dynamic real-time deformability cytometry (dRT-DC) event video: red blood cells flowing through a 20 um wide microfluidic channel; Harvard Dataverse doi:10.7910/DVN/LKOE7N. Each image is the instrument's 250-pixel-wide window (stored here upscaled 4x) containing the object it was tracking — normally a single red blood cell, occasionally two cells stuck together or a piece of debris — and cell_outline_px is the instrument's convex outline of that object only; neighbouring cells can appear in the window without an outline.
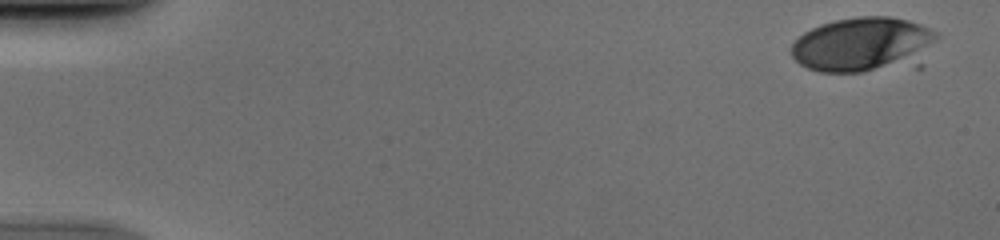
{"species": "human", "species_latin": "Homo sapiens", "temperature_condition": "cold", "stored_images_in_passage": 53, "camera_frame_rate_fps": 3000, "um_per_image_px": 0.085, "donor": {"sex": "male"}, "frame": {"image": 1, "passage_image": 3, "time_ms": 0.667, "image_size_px": [1000, 240], "cell_outline_px": [[940, 36], [924, 68], [864, 72], [820, 72], [808, 68], [800, 64], [792, 56], [792, 44], [804, 32], [820, 24], [836, 20], [860, 16], [888, 16], [908, 20], [920, 24], [936, 32]], "centroid_in_image_um": [73.56, 3.85], "position_along_channel_um": 11.4, "area_um2": 48.44}}
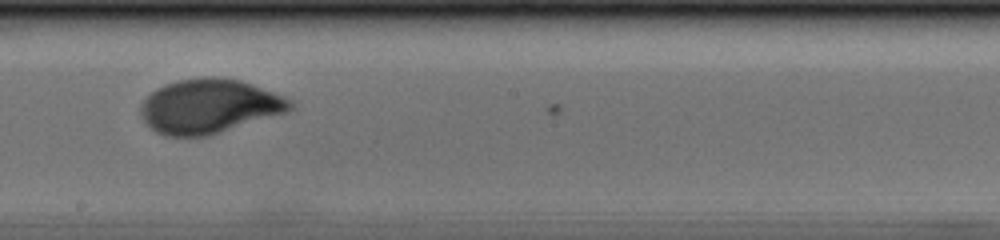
{"frame": {"image": 2, "passage_image": 31, "time_ms": 10.0, "image_size_px": [1000, 240], "cell_outline_px": [[296, 108], [288, 112], [208, 136], [164, 136], [156, 132], [144, 120], [140, 112], [140, 104], [156, 88], [164, 84], [176, 80], [204, 76], [220, 76], [240, 80], [252, 84], [284, 96], [292, 100]], "centroid_in_image_um": [17.81, 9.02], "position_along_channel_um": 230.4, "area_um2": 47.69}}
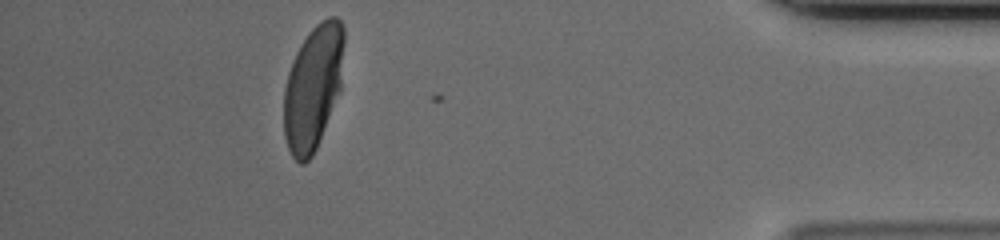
{"frame": {"image": 3, "passage_image": 48, "time_ms": 15.667, "image_size_px": [1000, 240], "cell_outline_px": [[344, 40], [340, 92], [316, 148], [312, 156], [304, 164], [300, 164], [292, 156], [288, 148], [284, 136], [284, 88], [288, 72], [292, 60], [300, 44], [308, 32], [320, 20], [328, 16], [336, 16], [344, 24]], "centroid_in_image_um": [26.61, 7.39], "position_along_channel_um": 408.6, "area_um2": 44.04}}